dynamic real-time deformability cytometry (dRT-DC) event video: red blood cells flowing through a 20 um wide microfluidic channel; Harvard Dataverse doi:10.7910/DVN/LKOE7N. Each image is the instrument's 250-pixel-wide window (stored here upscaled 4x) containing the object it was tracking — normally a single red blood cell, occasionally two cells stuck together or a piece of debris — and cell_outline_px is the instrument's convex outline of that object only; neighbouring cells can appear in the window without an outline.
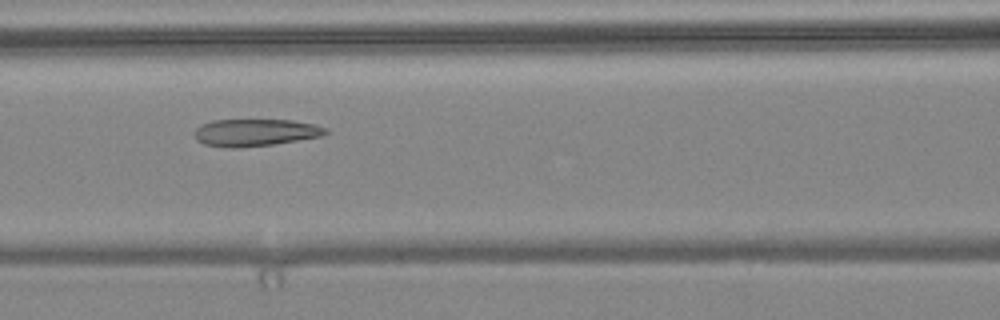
{"species": "common noctule bat (a hibernating species)", "species_latin": "Nyctalus noctula", "temperature_condition": "warm", "stored_images_in_passage": 8, "camera_frame_rate_fps": 3000, "um_per_image_px": 0.085, "animal": {"sex": "female", "body_mass_g": 24.6, "forearm_length_mm": 56.2}, "frame": {"image": 1, "passage_image": 7, "time_ms": 2.0, "image_size_px": [1000, 320], "cell_outline_px": [[328, 132], [324, 136], [272, 144], [232, 148], [204, 144], [196, 140], [192, 132], [200, 124], [212, 120], [292, 120], [316, 124], [328, 128]], "centroid_in_image_um": [21.69, 11.25], "position_along_channel_um": 144.9, "area_um2": 20.92}}
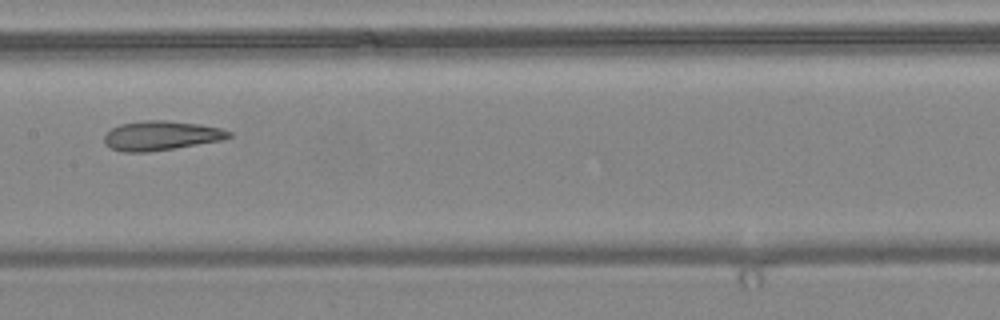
{"frame": {"image": 2, "passage_image": 8, "time_ms": 2.333, "image_size_px": [1000, 320], "cell_outline_px": [[232, 136], [224, 140], [148, 152], [124, 152], [112, 148], [104, 144], [104, 136], [112, 128], [120, 124], [144, 120], [168, 120], [200, 124], [220, 128], [232, 132]], "centroid_in_image_um": [13.71, 11.52], "position_along_channel_um": 193.7, "area_um2": 21.39}}